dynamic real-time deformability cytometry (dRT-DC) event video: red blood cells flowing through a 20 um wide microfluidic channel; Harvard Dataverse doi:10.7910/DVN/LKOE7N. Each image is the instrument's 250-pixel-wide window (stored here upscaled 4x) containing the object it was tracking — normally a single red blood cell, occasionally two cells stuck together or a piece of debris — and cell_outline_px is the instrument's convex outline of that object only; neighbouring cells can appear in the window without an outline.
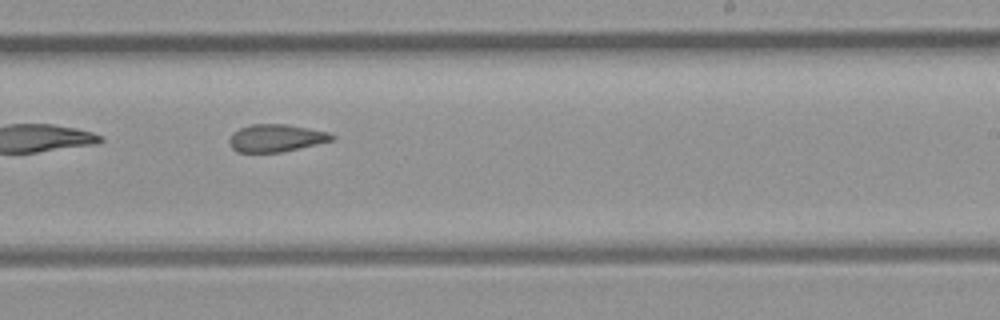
{"species": "common noctule bat (a hibernating species)", "species_latin": "Nyctalus noctula", "temperature_condition": "room temperature", "stored_images_in_passage": 31, "camera_frame_rate_fps": 3000, "um_per_image_px": 0.085, "animal": {"sex": "female", "body_mass_g": 21.9}, "frame": {"image": 1, "passage_image": 14, "time_ms": 4.333, "image_size_px": [1000, 320], "cell_outline_px": [[336, 136], [332, 140], [316, 144], [280, 152], [236, 152], [228, 144], [228, 140], [232, 132], [240, 128], [252, 124], [288, 124], [328, 132]], "centroid_in_image_um": [23.41, 11.73], "position_along_channel_um": 265.6, "area_um2": 16.42}}